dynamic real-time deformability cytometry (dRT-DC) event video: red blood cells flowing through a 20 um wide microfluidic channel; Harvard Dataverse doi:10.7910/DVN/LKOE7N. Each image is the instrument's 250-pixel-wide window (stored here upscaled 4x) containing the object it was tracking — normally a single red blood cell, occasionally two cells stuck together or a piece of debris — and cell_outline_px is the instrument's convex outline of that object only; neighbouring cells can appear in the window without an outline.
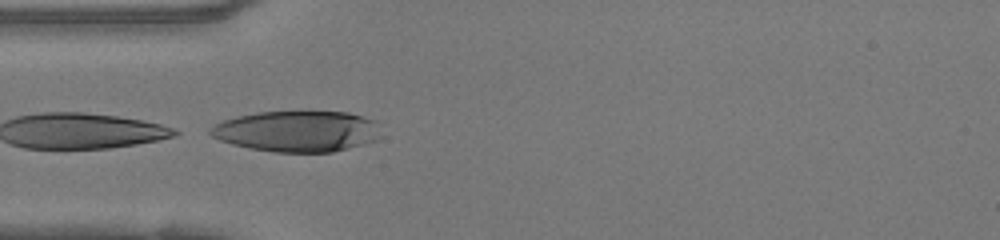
{"species": "human", "species_latin": "Homo sapiens", "temperature_condition": "warm", "stored_images_in_passage": 34, "camera_frame_rate_fps": 3000, "um_per_image_px": 0.085, "donor": {"sex": "female"}, "frame": {"image": 1, "passage_image": 13, "time_ms": 4.0, "image_size_px": [1000, 240], "cell_outline_px": [[380, 136], [376, 140], [364, 144], [332, 152], [276, 152], [248, 148], [232, 144], [220, 140], [212, 136], [208, 132], [208, 128], [224, 120], [236, 116], [256, 112], [348, 112], [376, 120]], "centroid_in_image_um": [25.25, 11.16], "position_along_channel_um": 59.8, "area_um2": 40.75}}